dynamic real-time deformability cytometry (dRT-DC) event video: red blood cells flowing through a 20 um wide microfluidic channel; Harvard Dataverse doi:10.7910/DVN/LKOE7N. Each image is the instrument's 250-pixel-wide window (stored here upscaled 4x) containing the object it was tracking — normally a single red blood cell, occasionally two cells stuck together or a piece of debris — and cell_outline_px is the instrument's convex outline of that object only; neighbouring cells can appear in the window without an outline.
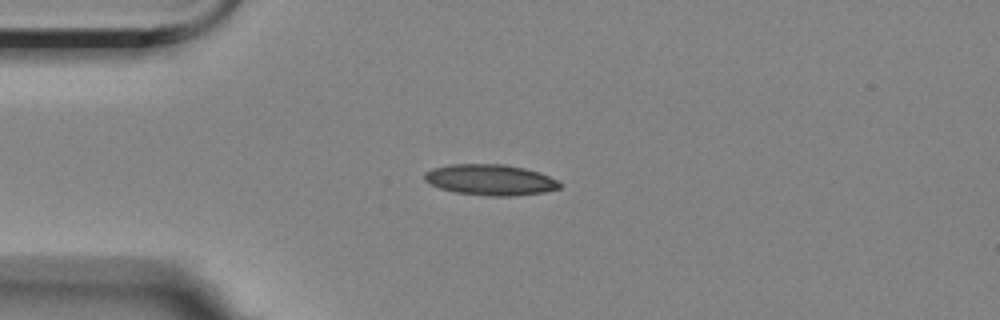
{"species": "Egyptian fruit bat (a non-hibernating species)", "species_latin": "Rousettus aegyptiacus", "temperature_condition": "room temperature", "stored_images_in_passage": 19, "camera_frame_rate_fps": 3000, "um_per_image_px": 0.085, "animal": {"sex": "female"}, "frame": {"image": 1, "passage_image": 1, "time_ms": 0.0, "image_size_px": [1000, 320], "cell_outline_px": [[560, 188], [544, 192], [516, 196], [488, 196], [456, 192], [440, 188], [428, 184], [424, 180], [424, 172], [432, 168], [452, 164], [504, 164], [524, 168], [540, 172], [556, 180], [560, 184]], "centroid_in_image_um": [41.64, 15.28], "position_along_channel_um": 43.4, "area_um2": 24.39}}
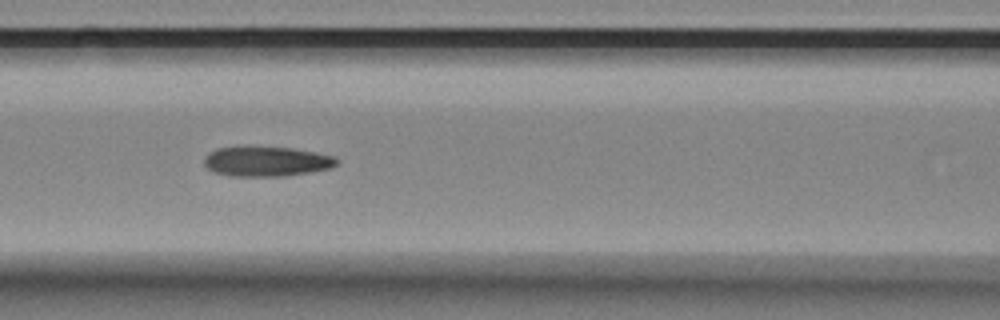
{"frame": {"image": 2, "passage_image": 11, "time_ms": 3.333, "image_size_px": [1000, 320], "cell_outline_px": [[336, 164], [328, 168], [308, 172], [284, 176], [232, 176], [212, 172], [204, 164], [204, 156], [208, 152], [216, 148], [248, 144], [292, 148], [336, 156]], "centroid_in_image_um": [22.55, 13.68], "position_along_channel_um": 144.1, "area_um2": 23.7}}
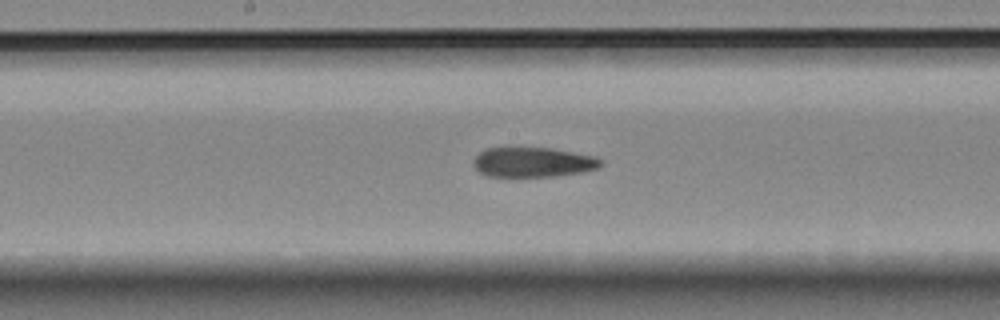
{"frame": {"image": 3, "passage_image": 16, "time_ms": 5.0, "image_size_px": [1000, 320], "cell_outline_px": [[600, 164], [596, 168], [580, 172], [556, 176], [488, 176], [480, 172], [472, 164], [472, 160], [480, 152], [488, 148], [504, 144], [508, 144], [552, 148], [592, 156], [600, 160]], "centroid_in_image_um": [45.17, 13.73], "position_along_channel_um": 203.0, "area_um2": 22.66}}